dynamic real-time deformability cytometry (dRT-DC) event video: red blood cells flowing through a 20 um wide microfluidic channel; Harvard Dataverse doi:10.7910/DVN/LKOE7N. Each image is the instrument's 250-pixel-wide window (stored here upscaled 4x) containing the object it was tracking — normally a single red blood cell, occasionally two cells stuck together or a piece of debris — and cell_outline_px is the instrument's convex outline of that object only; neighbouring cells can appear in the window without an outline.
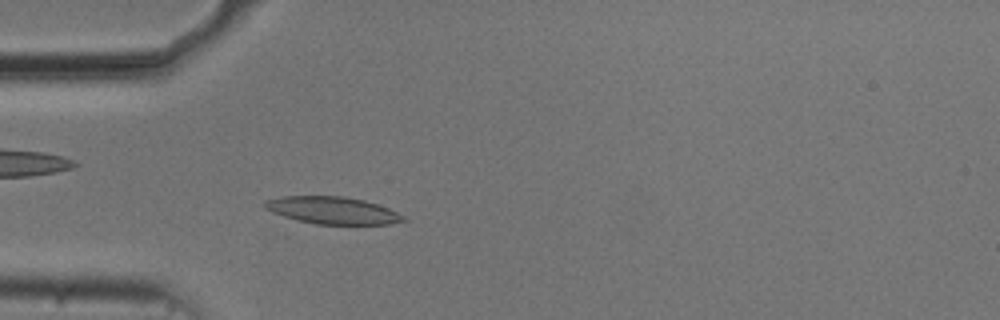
{"species": "common noctule bat (a hibernating species)", "species_latin": "Nyctalus noctula", "temperature_condition": "cold", "stored_images_in_passage": 53, "camera_frame_rate_fps": 3000, "um_per_image_px": 0.085, "animal": {"sex": "male", "body_mass_g": 20.5, "forearm_length_mm": 52.5}, "frame": {"image": 1, "passage_image": 15, "time_ms": 4.667, "image_size_px": [1000, 320], "cell_outline_px": [[408, 220], [388, 224], [316, 224], [284, 216], [272, 212], [264, 208], [260, 204], [264, 200], [280, 196], [344, 196], [364, 200], [388, 208], [404, 216]], "centroid_in_image_um": [28.22, 17.87], "position_along_channel_um": 56.8, "area_um2": 21.96}}
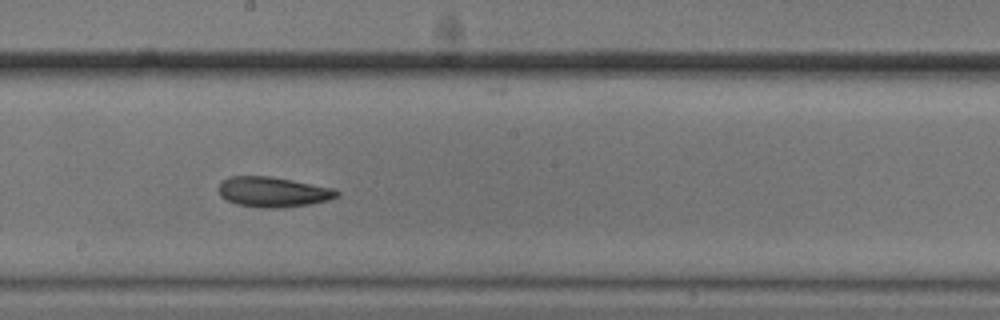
{"frame": {"image": 2, "passage_image": 29, "time_ms": 9.333, "image_size_px": [1000, 320], "cell_outline_px": [[340, 196], [328, 200], [308, 204], [280, 208], [260, 208], [236, 204], [220, 196], [216, 188], [220, 180], [228, 176], [272, 176], [336, 188], [340, 192]], "centroid_in_image_um": [23.18, 16.3], "position_along_channel_um": 225.0, "area_um2": 21.27}}
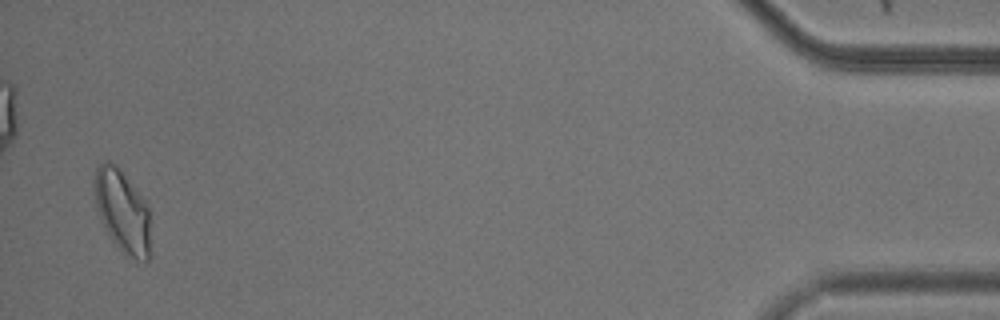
{"frame": {"image": 3, "passage_image": 52, "time_ms": 17.0, "image_size_px": [1000, 320], "cell_outline_px": [[148, 260], [136, 260], [124, 252], [112, 240], [100, 216], [96, 204], [92, 188], [92, 180], [96, 168], [104, 160], [108, 160], [116, 164], [148, 204]], "centroid_in_image_um": [10.35, 17.85], "position_along_channel_um": 424.8, "area_um2": 26.53}, "authors_computed_cell_mechanics": {"area_um2": 21.6172, "velocity_mm_per_s": 3.7148, "shape_relaxation_time_tau1_ms": 4.0923, "shape_relaxation_time_tau2_ms": 6.8459, "deformation_change_tau1": 0.1393, "deformation_change_tau2": 0.1585}}